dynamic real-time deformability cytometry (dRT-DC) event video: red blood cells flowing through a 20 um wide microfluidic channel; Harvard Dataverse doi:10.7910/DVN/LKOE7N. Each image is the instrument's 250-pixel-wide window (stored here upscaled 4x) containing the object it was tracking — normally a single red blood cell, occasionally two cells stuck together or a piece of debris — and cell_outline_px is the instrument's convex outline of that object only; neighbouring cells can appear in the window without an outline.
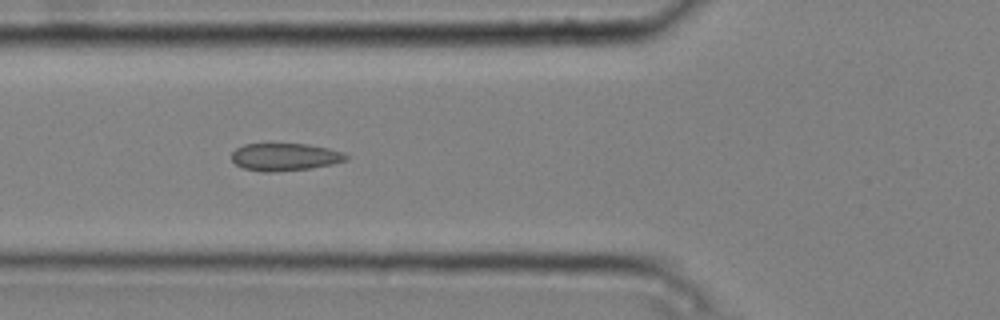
{"species": "common noctule bat (a hibernating species)", "species_latin": "Nyctalus noctula", "temperature_condition": "cold", "stored_images_in_passage": 6, "camera_frame_rate_fps": 3000, "um_per_image_px": 0.085, "animal": {"sex": "male", "body_mass_g": 20.4}, "frame": {"image": 1, "passage_image": 6, "time_ms": 1.667, "image_size_px": [1000, 320], "cell_outline_px": [[352, 156], [348, 160], [332, 164], [312, 168], [272, 172], [260, 172], [244, 168], [236, 164], [232, 160], [232, 152], [236, 148], [244, 144], [308, 144], [328, 148]], "centroid_in_image_um": [24.23, 13.34], "position_along_channel_um": 101.6, "area_um2": 18.44}}